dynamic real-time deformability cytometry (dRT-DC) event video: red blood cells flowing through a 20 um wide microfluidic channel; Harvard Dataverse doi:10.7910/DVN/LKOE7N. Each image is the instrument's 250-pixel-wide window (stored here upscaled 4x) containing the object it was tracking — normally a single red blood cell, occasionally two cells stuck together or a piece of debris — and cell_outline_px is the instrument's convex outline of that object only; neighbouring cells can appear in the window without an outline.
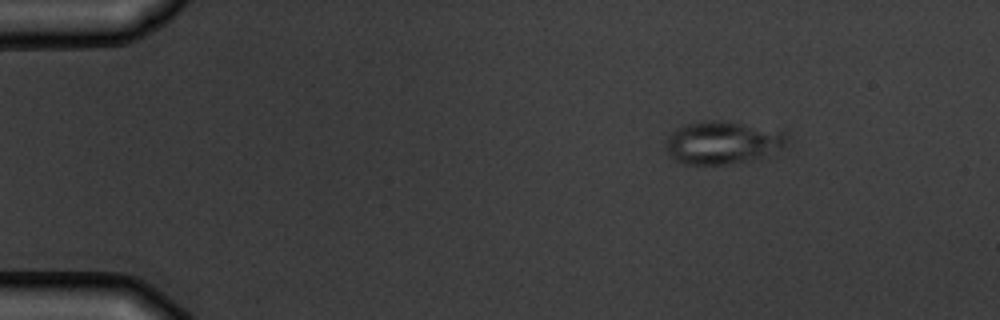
{"species": "common noctule bat (a hibernating species)", "species_latin": "Nyctalus noctula", "temperature_condition": "warm", "stored_images_in_passage": 4, "camera_frame_rate_fps": 3000, "um_per_image_px": 0.085, "animal": {"sex": "male", "body_mass_g": 19.5, "forearm_length_mm": 54.6}, "frame": {"image": 1, "passage_image": 1, "time_ms": 0.0, "image_size_px": [1000, 320], "cell_outline_px": [[788, 140], [784, 148], [764, 156], [752, 160], [724, 164], [680, 164], [668, 152], [668, 136], [676, 128], [688, 124], [704, 120], [720, 120], [784, 128], [788, 132]], "centroid_in_image_um": [61.56, 12.08], "position_along_channel_um": 23.4, "area_um2": 30.81}}